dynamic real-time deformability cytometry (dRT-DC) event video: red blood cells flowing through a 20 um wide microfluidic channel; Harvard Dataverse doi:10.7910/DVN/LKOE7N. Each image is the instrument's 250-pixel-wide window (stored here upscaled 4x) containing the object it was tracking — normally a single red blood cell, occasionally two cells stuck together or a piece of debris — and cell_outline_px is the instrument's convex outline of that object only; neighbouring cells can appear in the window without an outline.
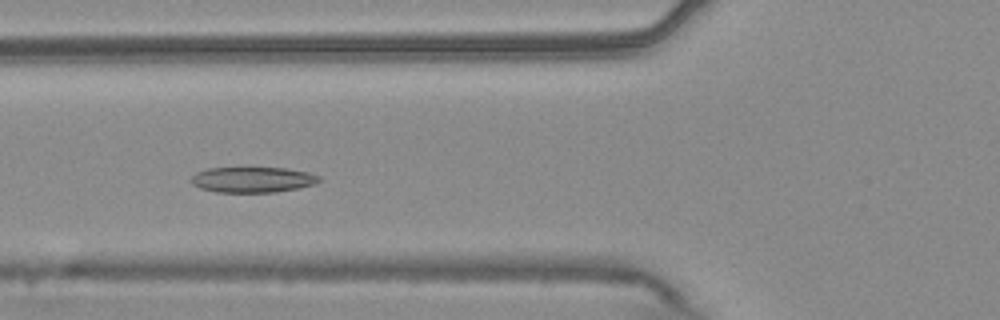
{"species": "common noctule bat (a hibernating species)", "species_latin": "Nyctalus noctula", "temperature_condition": "warm", "stored_images_in_passage": 53, "camera_frame_rate_fps": 3000, "um_per_image_px": 0.085, "animal": {"sex": "male", "body_mass_g": 20.4}, "frame": {"image": 1, "passage_image": 19, "time_ms": 6.0, "image_size_px": [1000, 320], "cell_outline_px": [[320, 180], [312, 184], [300, 188], [276, 192], [216, 192], [200, 188], [192, 184], [192, 176], [196, 172], [208, 168], [288, 168], [308, 172], [320, 176]], "centroid_in_image_um": [21.47, 15.27], "position_along_channel_um": 104.3, "area_um2": 19.02}}
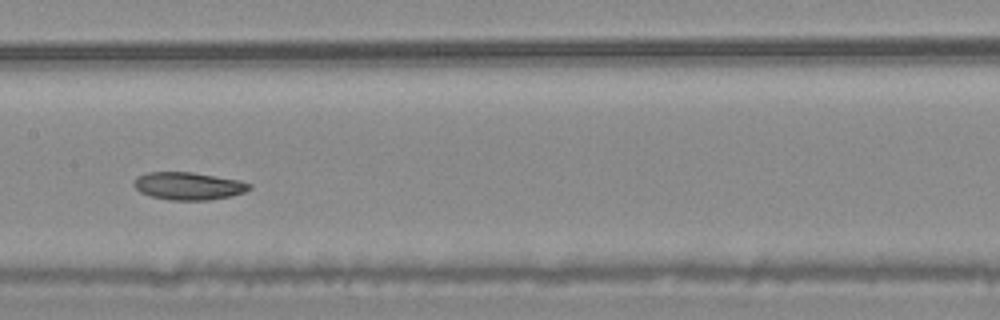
{"frame": {"image": 2, "passage_image": 26, "time_ms": 8.333, "image_size_px": [1000, 320], "cell_outline_px": [[252, 188], [244, 192], [232, 196], [208, 200], [168, 200], [152, 196], [140, 192], [132, 184], [132, 180], [136, 176], [148, 172], [192, 172], [240, 180], [252, 184]], "centroid_in_image_um": [16.01, 15.8], "position_along_channel_um": 191.4, "area_um2": 18.79}}
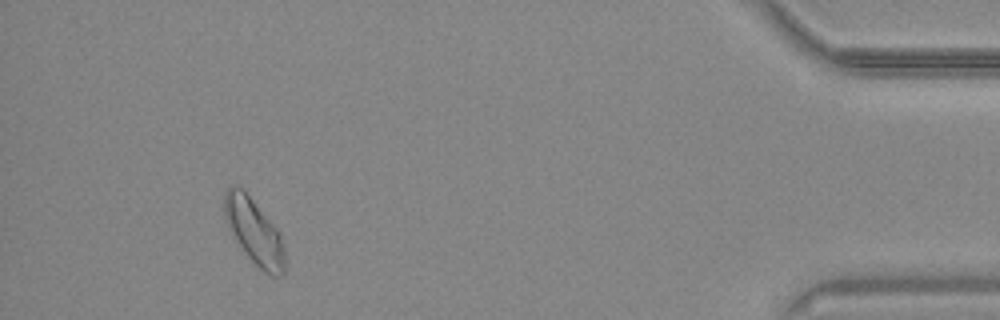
{"frame": {"image": 3, "passage_image": 49, "time_ms": 16.0, "image_size_px": [1000, 320], "cell_outline_px": [[284, 272], [280, 276], [272, 276], [264, 272], [244, 252], [232, 236], [228, 228], [224, 216], [224, 192], [232, 184], [244, 188], [276, 228], [284, 244]], "centroid_in_image_um": [21.57, 19.64], "position_along_channel_um": 413.6, "area_um2": 23.12}, "authors_computed_cell_mechanics": {"area_um2": 20.7502, "velocity_mm_per_s": 3.7166, "shape_relaxation_time_tau1_ms": null, "shape_relaxation_time_tau2_ms": 5.9896, "deformation_change_tau1": null, "deformation_change_tau2": 0.0887}}